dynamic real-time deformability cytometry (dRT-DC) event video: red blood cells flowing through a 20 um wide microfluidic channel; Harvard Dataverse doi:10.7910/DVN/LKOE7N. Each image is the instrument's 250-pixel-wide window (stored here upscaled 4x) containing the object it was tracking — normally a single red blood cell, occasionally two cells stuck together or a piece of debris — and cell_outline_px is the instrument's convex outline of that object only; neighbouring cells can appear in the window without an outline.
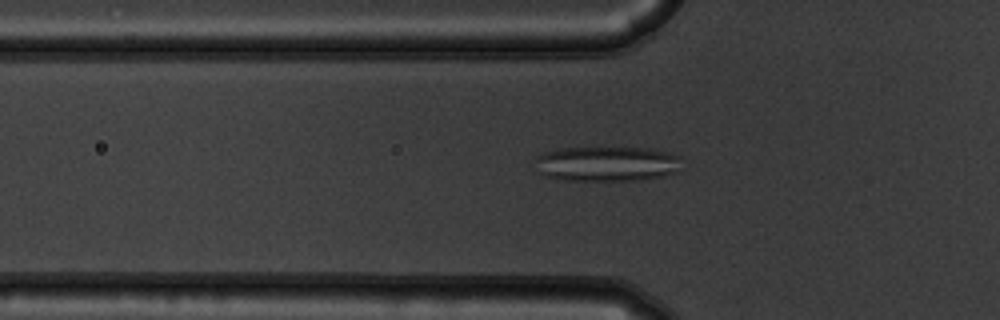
{"species": "common noctule bat (a hibernating species)", "species_latin": "Nyctalus noctula", "temperature_condition": "warm", "stored_images_in_passage": 51, "camera_frame_rate_fps": 3000, "um_per_image_px": 0.085, "animal": {"sex": "male", "body_mass_g": 19.5, "forearm_length_mm": 54.6}, "frame": {"image": 1, "passage_image": 15, "time_ms": 4.667, "image_size_px": [1000, 320], "cell_outline_px": [[680, 172], [664, 176], [640, 180], [564, 180], [544, 176], [536, 172], [532, 160], [536, 156], [544, 152], [560, 148], [652, 148], [680, 156]], "centroid_in_image_um": [51.54, 13.93], "position_along_channel_um": 74.3, "area_um2": 30.46}}
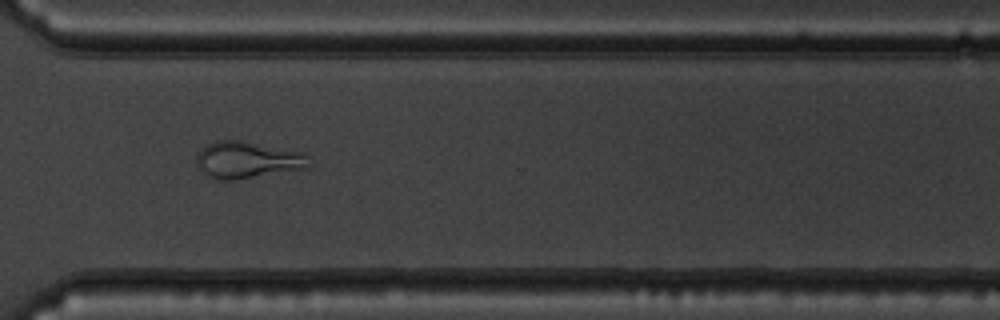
{"frame": {"image": 2, "passage_image": 37, "time_ms": 12.0, "image_size_px": [1000, 320], "cell_outline_px": [[312, 168], [236, 180], [220, 180], [208, 176], [196, 164], [196, 156], [208, 144], [216, 140], [240, 140], [304, 152]], "centroid_in_image_um": [21.08, 13.61], "position_along_channel_um": 349.5, "area_um2": 24.28}}
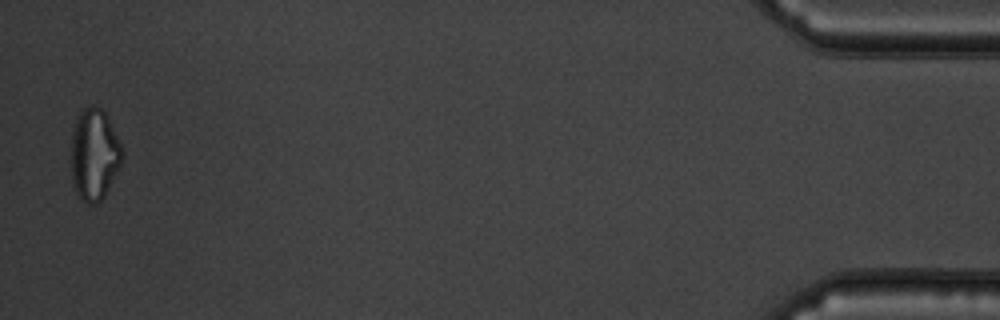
{"frame": {"image": 3, "passage_image": 50, "time_ms": 16.333, "image_size_px": [1000, 320], "cell_outline_px": [[124, 156], [120, 168], [104, 196], [96, 204], [88, 204], [80, 200], [72, 184], [72, 132], [80, 108], [88, 104], [96, 104], [104, 112], [124, 152]], "centroid_in_image_um": [8.01, 13.13], "position_along_channel_um": 427.2, "area_um2": 27.46}, "authors_computed_cell_mechanics": {"area_um2": 26.1834, "velocity_mm_per_s": 3.7477, "shape_relaxation_time_tau1_ms": null, "shape_relaxation_time_tau2_ms": 1.4139, "deformation_change_tau1": null, "deformation_change_tau2": 0.1107}}